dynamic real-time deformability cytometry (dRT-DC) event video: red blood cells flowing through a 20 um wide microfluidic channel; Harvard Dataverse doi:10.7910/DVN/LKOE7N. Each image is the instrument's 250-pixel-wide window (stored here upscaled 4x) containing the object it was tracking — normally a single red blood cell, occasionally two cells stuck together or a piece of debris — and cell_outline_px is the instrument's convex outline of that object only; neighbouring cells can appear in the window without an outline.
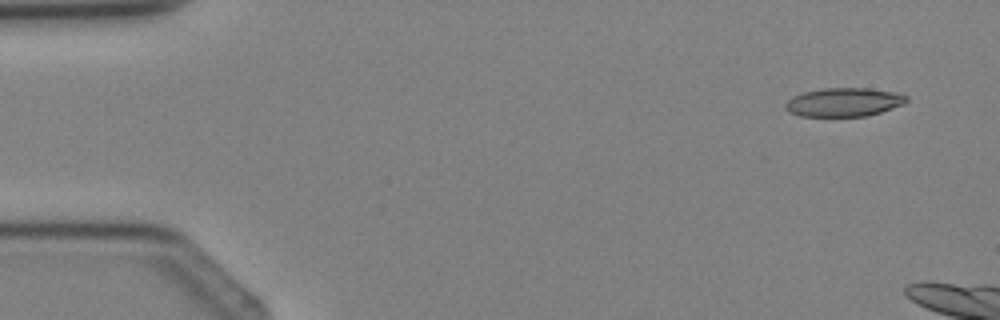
{"species": "Egyptian fruit bat (a non-hibernating species)", "species_latin": "Rousettus aegyptiacus", "temperature_condition": "cold", "stored_images_in_passage": 3, "camera_frame_rate_fps": 3000, "um_per_image_px": 0.085, "animal": {"sex": "female"}, "frame": {"image": 1, "passage_image": 1, "time_ms": 0.0, "image_size_px": [1000, 320], "cell_outline_px": [[908, 100], [904, 104], [868, 116], [800, 116], [788, 112], [784, 108], [784, 104], [792, 96], [804, 92], [824, 88], [868, 88], [896, 92], [908, 96]], "centroid_in_image_um": [71.72, 8.68], "position_along_channel_um": 13.3, "area_um2": 20.35}}